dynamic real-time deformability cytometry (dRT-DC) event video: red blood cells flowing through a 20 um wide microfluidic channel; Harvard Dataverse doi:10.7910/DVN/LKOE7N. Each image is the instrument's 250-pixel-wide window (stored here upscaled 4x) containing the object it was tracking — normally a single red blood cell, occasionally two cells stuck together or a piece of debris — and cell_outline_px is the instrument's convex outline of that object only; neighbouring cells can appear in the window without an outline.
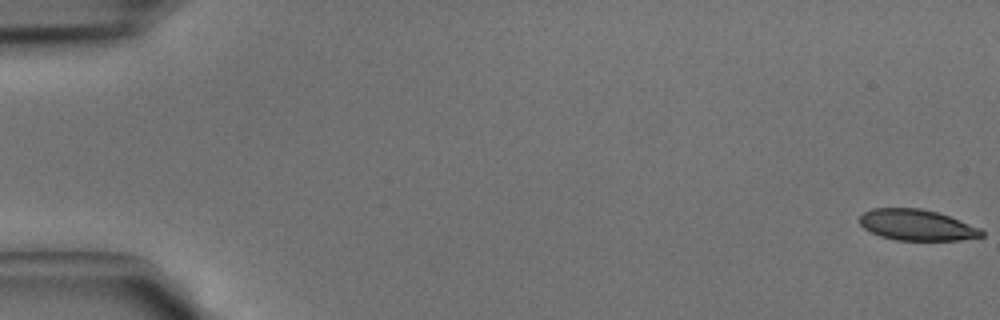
{"species": "common noctule bat (a hibernating species)", "species_latin": "Nyctalus noctula", "temperature_condition": "cold", "stored_images_in_passage": 6, "camera_frame_rate_fps": 3000, "um_per_image_px": 0.085, "animal": {"sex": "male", "body_mass_g": 15.6}, "frame": {"image": 1, "passage_image": 1, "time_ms": 0.0, "image_size_px": [1000, 320], "cell_outline_px": [[984, 236], [960, 240], [896, 240], [880, 236], [864, 228], [860, 224], [860, 216], [864, 212], [872, 208], [920, 208], [936, 212], [948, 216], [980, 228], [984, 232]], "centroid_in_image_um": [77.92, 19.13], "position_along_channel_um": 7.1, "area_um2": 21.85}}
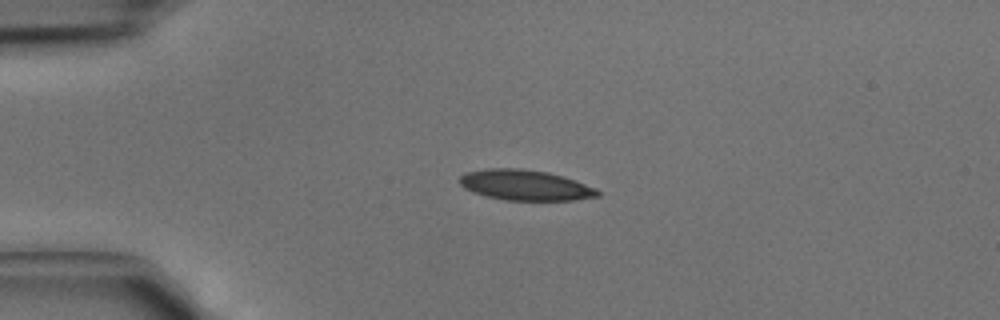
{"frame": {"image": 2, "passage_image": 4, "time_ms": 1.0, "image_size_px": [1000, 320], "cell_outline_px": [[600, 196], [572, 200], [504, 200], [472, 192], [464, 188], [460, 184], [460, 176], [464, 172], [488, 168], [520, 168], [548, 172], [596, 188], [600, 192]], "centroid_in_image_um": [44.6, 15.73], "position_along_channel_um": 40.4, "area_um2": 24.33}}
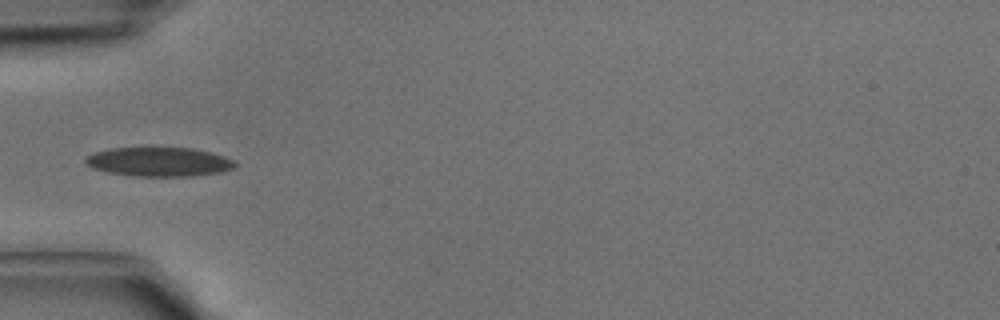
{"frame": {"image": 3, "passage_image": 5, "time_ms": 1.333, "image_size_px": [1000, 320], "cell_outline_px": [[236, 164], [232, 168], [220, 172], [188, 176], [136, 176], [108, 172], [92, 168], [84, 160], [88, 156], [96, 152], [108, 148], [192, 148], [212, 152], [236, 160]], "centroid_in_image_um": [13.54, 13.75], "position_along_channel_um": 71.5, "area_um2": 25.2}}